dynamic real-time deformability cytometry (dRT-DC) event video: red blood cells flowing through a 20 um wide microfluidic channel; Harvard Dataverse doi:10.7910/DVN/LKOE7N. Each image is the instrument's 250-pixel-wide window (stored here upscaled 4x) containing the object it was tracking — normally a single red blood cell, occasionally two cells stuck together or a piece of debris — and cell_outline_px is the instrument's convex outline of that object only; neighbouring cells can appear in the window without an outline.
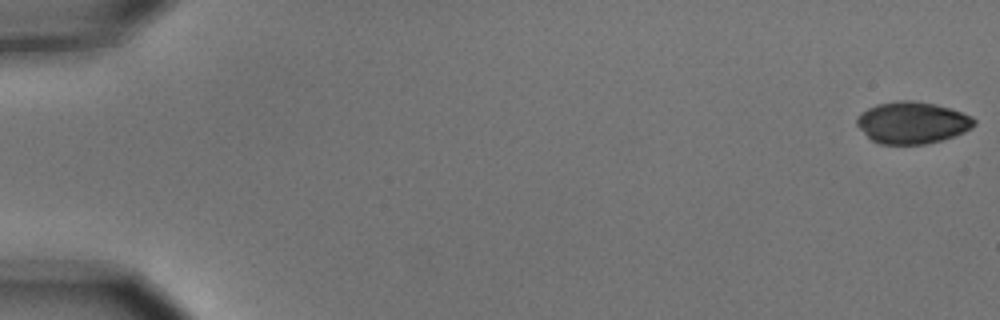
{"species": "common noctule bat (a hibernating species)", "species_latin": "Nyctalus noctula", "temperature_condition": "cold", "stored_images_in_passage": 14, "camera_frame_rate_fps": 3000, "um_per_image_px": 0.085, "animal": {"sex": "male", "body_mass_g": 15.6}, "frame": {"image": 1, "passage_image": 1, "time_ms": 0.0, "image_size_px": [1000, 320], "cell_outline_px": [[976, 124], [972, 128], [964, 132], [940, 140], [924, 144], [880, 144], [872, 140], [856, 124], [856, 120], [860, 112], [876, 104], [896, 100], [916, 100], [936, 104], [972, 116], [976, 120]], "centroid_in_image_um": [77.53, 10.41], "position_along_channel_um": 7.5, "area_um2": 28.61}}
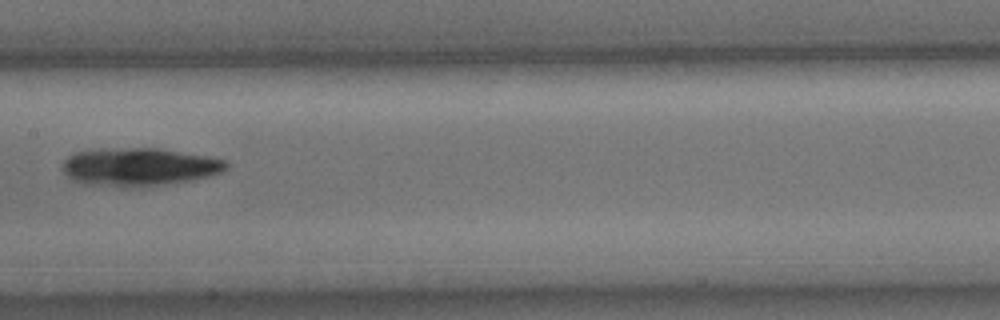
{"frame": {"image": 2, "passage_image": 8, "time_ms": 2.333, "image_size_px": [1000, 320], "cell_outline_px": [[228, 168], [220, 172], [208, 176], [188, 180], [156, 184], [88, 184], [76, 180], [68, 176], [64, 172], [64, 160], [68, 156], [76, 152], [100, 148], [160, 148], [208, 156], [228, 160]], "centroid_in_image_um": [11.87, 14.12], "position_along_channel_um": 195.5, "area_um2": 35.03}}
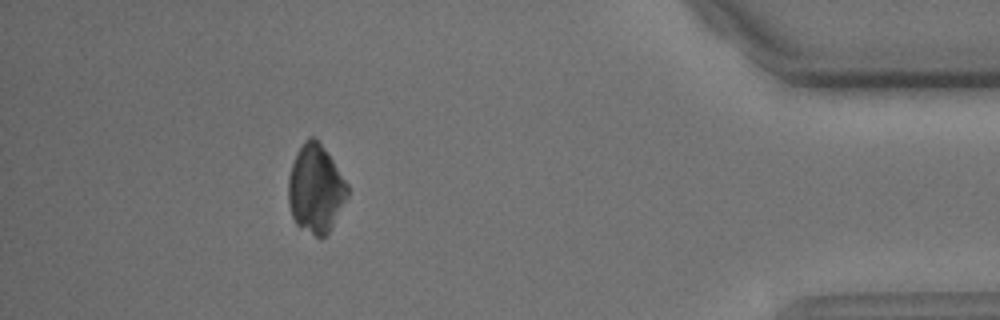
{"frame": {"image": 3, "passage_image": 14, "time_ms": 4.333, "image_size_px": [1000, 320], "cell_outline_px": [[348, 196], [328, 232], [320, 240], [296, 224], [292, 216], [288, 204], [288, 176], [296, 152], [304, 140], [308, 136], [316, 136], [348, 184]], "centroid_in_image_um": [26.81, 16.03], "position_along_channel_um": 408.4, "area_um2": 30.46}}